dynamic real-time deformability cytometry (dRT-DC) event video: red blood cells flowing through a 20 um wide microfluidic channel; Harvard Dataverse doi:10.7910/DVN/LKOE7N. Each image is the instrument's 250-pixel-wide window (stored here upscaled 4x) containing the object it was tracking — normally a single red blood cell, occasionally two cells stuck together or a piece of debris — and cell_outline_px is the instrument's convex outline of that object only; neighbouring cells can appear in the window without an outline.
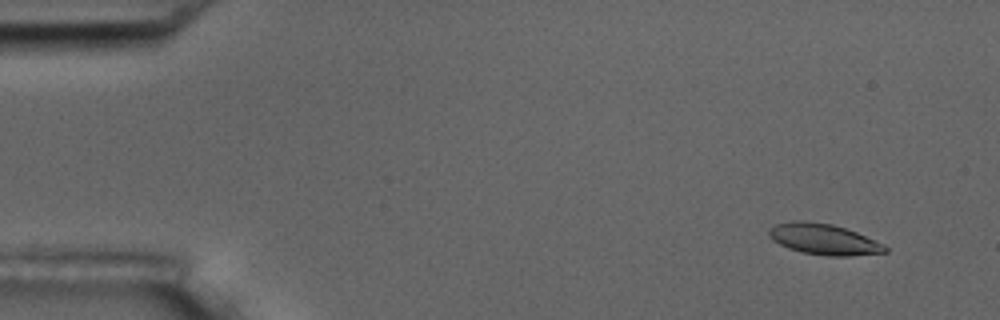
{"species": "common noctule bat (a hibernating species)", "species_latin": "Nyctalus noctula", "temperature_condition": "room temperature", "stored_images_in_passage": 5, "camera_frame_rate_fps": 3000, "um_per_image_px": 0.085, "animal": {"sex": "male", "body_mass_g": 17.5, "forearm_length_mm": 52.3}, "frame": {"image": 1, "passage_image": 2, "time_ms": 1.333, "image_size_px": [1000, 320], "cell_outline_px": [[888, 252], [848, 256], [828, 256], [800, 252], [788, 248], [772, 240], [768, 236], [768, 228], [776, 224], [792, 220], [804, 220], [832, 224], [856, 232], [884, 244], [888, 248]], "centroid_in_image_um": [69.98, 20.33], "position_along_channel_um": 15.0, "area_um2": 21.04}}
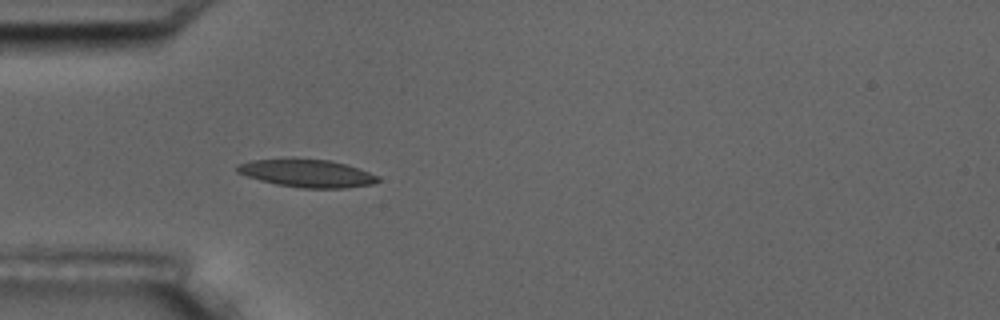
{"frame": {"image": 2, "passage_image": 5, "time_ms": 5.667, "image_size_px": [1000, 320], "cell_outline_px": [[380, 180], [372, 184], [348, 188], [304, 188], [276, 184], [260, 180], [236, 172], [236, 164], [248, 160], [292, 156], [328, 160], [348, 164], [380, 176]], "centroid_in_image_um": [26.06, 14.68], "position_along_channel_um": 58.9, "area_um2": 23.64}}